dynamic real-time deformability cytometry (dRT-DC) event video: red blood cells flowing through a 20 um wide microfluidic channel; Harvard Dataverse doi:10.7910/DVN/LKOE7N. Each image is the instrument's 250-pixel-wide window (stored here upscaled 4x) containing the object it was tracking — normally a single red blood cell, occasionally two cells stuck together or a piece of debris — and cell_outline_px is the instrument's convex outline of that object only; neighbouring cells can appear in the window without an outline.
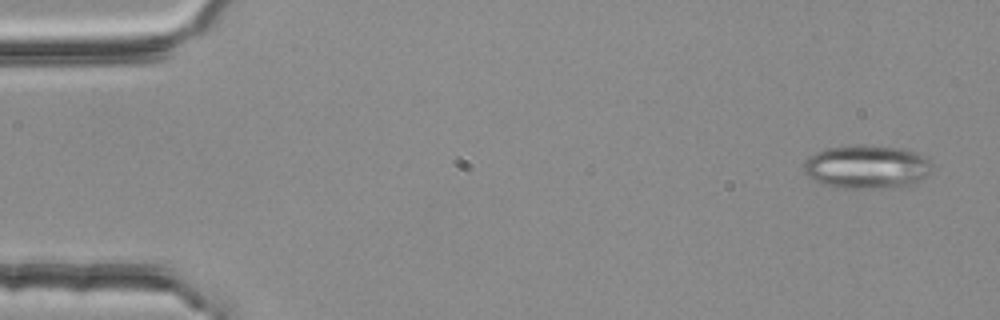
{"species": "common noctule bat (a hibernating species)", "species_latin": "Nyctalus noctula", "temperature_condition": "room temperature", "stored_images_in_passage": 4, "camera_frame_rate_fps": 3000, "um_per_image_px": 0.085, "animal": {"sex": "female", "body_mass_g": 25.1}, "frame": {"image": 1, "passage_image": 1, "time_ms": 0.0, "image_size_px": [1000, 320], "cell_outline_px": [[932, 164], [928, 172], [916, 184], [900, 188], [844, 188], [820, 184], [812, 180], [804, 172], [804, 164], [816, 152], [824, 148], [904, 148], [916, 152], [924, 156]], "centroid_in_image_um": [73.7, 14.25], "position_along_channel_um": 11.3, "area_um2": 31.73}}